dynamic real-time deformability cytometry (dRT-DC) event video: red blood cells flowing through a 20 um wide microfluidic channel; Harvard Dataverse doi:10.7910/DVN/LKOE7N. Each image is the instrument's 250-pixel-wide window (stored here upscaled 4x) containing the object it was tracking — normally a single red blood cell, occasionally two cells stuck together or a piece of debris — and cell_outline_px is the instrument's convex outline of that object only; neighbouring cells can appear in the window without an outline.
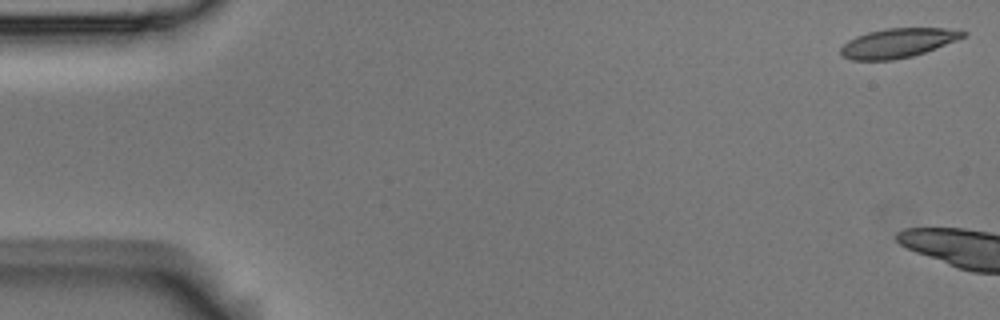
{"species": "Egyptian fruit bat (a non-hibernating species)", "species_latin": "Rousettus aegyptiacus", "temperature_condition": "room temperature", "stored_images_in_passage": 5, "camera_frame_rate_fps": 3000, "um_per_image_px": 0.085, "animal": {"sex": "male"}, "frame": {"image": 1, "passage_image": 1, "time_ms": 0.0, "image_size_px": [1000, 320], "cell_outline_px": [[968, 32], [964, 36], [956, 40], [936, 48], [912, 56], [892, 60], [852, 60], [844, 56], [840, 52], [840, 48], [848, 40], [856, 36], [868, 32], [884, 28], [944, 28]], "centroid_in_image_um": [76.29, 3.65], "position_along_channel_um": 8.7, "area_um2": 20.69}}